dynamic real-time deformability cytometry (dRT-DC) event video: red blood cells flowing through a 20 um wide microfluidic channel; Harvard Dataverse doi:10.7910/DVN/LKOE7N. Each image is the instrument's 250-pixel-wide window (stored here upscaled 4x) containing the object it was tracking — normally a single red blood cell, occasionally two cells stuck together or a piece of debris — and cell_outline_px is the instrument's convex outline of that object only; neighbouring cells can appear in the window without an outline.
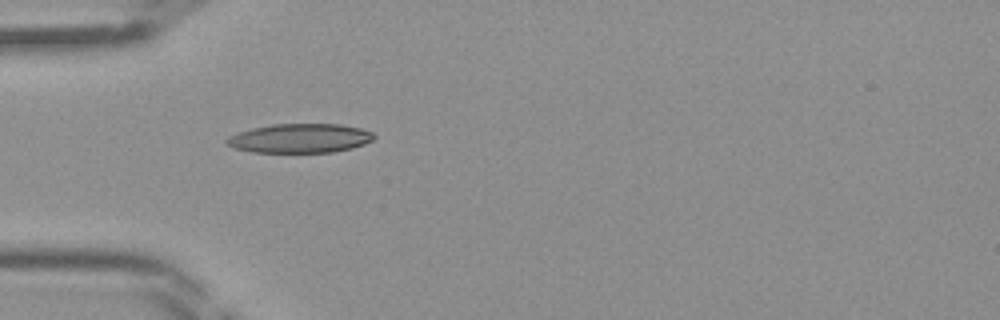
{"species": "Egyptian fruit bat (a non-hibernating species)", "species_latin": "Rousettus aegyptiacus", "temperature_condition": "room temperature", "stored_images_in_passage": 29, "camera_frame_rate_fps": 3000, "um_per_image_px": 0.085, "frame": {"image": 1, "passage_image": 1, "time_ms": 0.0, "image_size_px": [1000, 320], "cell_outline_px": [[376, 136], [372, 140], [364, 144], [352, 148], [332, 152], [252, 152], [232, 148], [224, 140], [228, 136], [252, 128], [272, 124], [340, 124], [360, 128], [372, 132]], "centroid_in_image_um": [25.48, 11.75], "position_along_channel_um": 59.5, "area_um2": 25.03}}
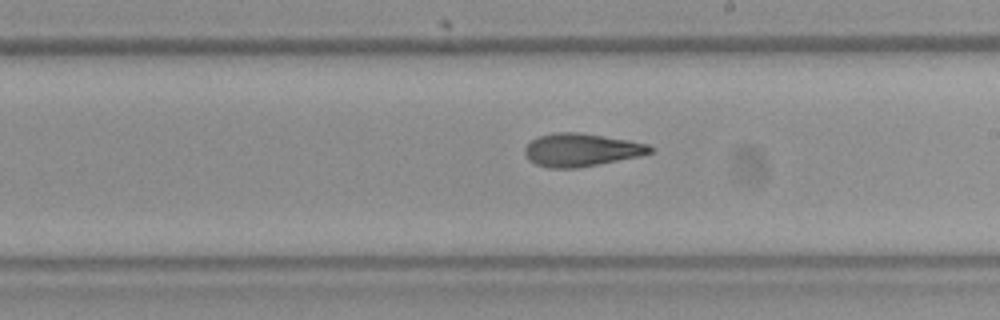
{"frame": {"image": 2, "passage_image": 13, "time_ms": 4.0, "image_size_px": [1000, 320], "cell_outline_px": [[656, 152], [640, 156], [600, 164], [576, 168], [548, 168], [536, 164], [528, 160], [524, 152], [524, 148], [532, 140], [540, 136], [556, 132], [576, 132], [628, 140], [648, 144], [656, 148]], "centroid_in_image_um": [49.45, 12.75], "position_along_channel_um": 239.6, "area_um2": 24.16}}
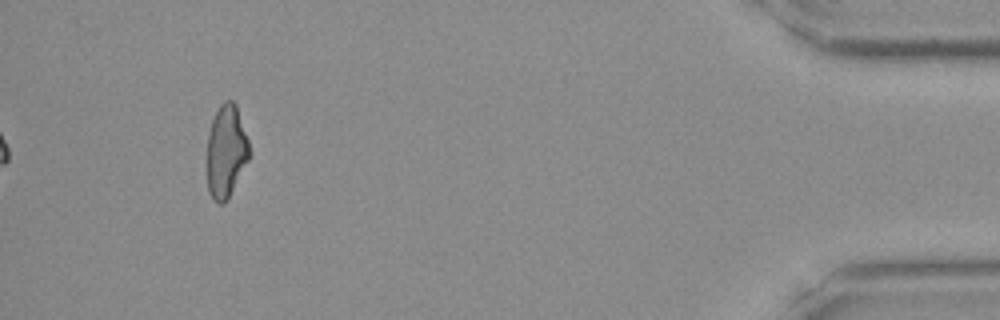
{"frame": {"image": 3, "passage_image": 29, "time_ms": 9.333, "image_size_px": [1000, 320], "cell_outline_px": [[252, 152], [248, 160], [224, 204], [216, 204], [212, 200], [208, 192], [204, 160], [208, 132], [212, 120], [220, 104], [224, 100], [232, 100], [236, 104]], "centroid_in_image_um": [19.16, 12.89], "position_along_channel_um": 416.0, "area_um2": 23.64}}